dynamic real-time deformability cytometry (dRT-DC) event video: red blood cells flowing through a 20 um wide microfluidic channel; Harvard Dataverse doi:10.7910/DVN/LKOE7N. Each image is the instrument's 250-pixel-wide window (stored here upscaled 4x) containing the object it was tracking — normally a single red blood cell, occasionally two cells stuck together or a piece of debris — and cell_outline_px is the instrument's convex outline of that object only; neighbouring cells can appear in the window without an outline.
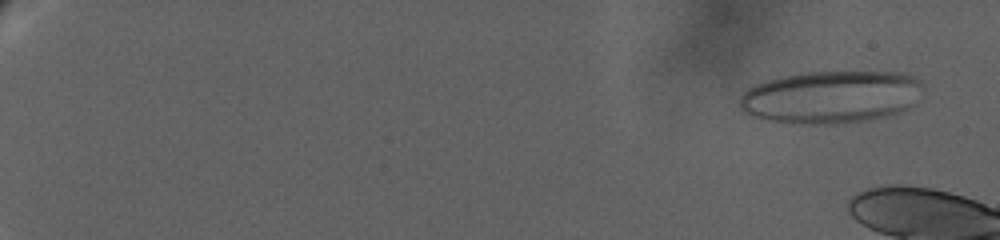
{"species": "human", "species_latin": "Homo sapiens", "temperature_condition": "warm", "stored_images_in_passage": 11, "camera_frame_rate_fps": 3000, "um_per_image_px": 0.085, "donor": {"sex": "female"}, "frame": {"image": 1, "passage_image": 2, "time_ms": 0.667, "image_size_px": [1000, 240], "cell_outline_px": [[920, 84], [908, 108], [884, 116], [864, 120], [836, 124], [800, 124], [772, 120], [756, 116], [744, 112], [740, 108], [740, 96], [744, 92], [756, 84], [768, 80], [808, 72], [896, 72], [912, 76], [920, 80]], "centroid_in_image_um": [70.57, 8.24], "position_along_channel_um": 14.4, "area_um2": 54.85}}